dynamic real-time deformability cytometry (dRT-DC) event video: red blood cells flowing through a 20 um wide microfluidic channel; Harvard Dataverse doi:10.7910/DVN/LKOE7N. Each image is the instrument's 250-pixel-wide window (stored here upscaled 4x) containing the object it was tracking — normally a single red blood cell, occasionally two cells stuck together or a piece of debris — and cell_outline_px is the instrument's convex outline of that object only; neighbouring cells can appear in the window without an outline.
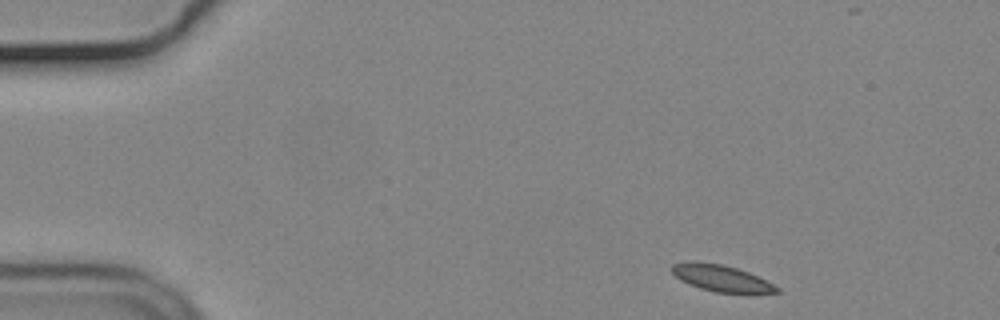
{"species": "common noctule bat (a hibernating species)", "species_latin": "Nyctalus noctula", "temperature_condition": "cold", "stored_images_in_passage": 44, "camera_frame_rate_fps": 3000, "um_per_image_px": 0.085, "animal": {"sex": "male", "body_mass_g": 19.2, "forearm_length_mm": 51.8}, "frame": {"image": 1, "passage_image": 1, "time_ms": 0.0, "image_size_px": [1000, 320], "cell_outline_px": [[780, 292], [716, 292], [700, 288], [688, 284], [680, 280], [668, 268], [672, 264], [692, 260], [720, 264], [736, 268], [748, 272], [780, 288]], "centroid_in_image_um": [61.2, 23.62], "position_along_channel_um": 23.8, "area_um2": 15.95}}
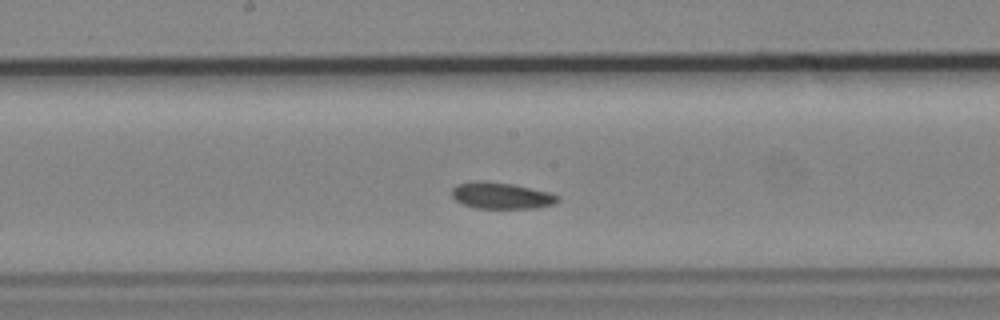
{"frame": {"image": 2, "passage_image": 23, "time_ms": 7.333, "image_size_px": [1000, 320], "cell_outline_px": [[560, 200], [552, 204], [536, 208], [476, 208], [464, 204], [456, 200], [452, 196], [452, 188], [456, 184], [476, 180], [484, 180], [512, 184], [548, 192], [560, 196]], "centroid_in_image_um": [42.59, 16.61], "position_along_channel_um": 205.6, "area_um2": 16.3}}
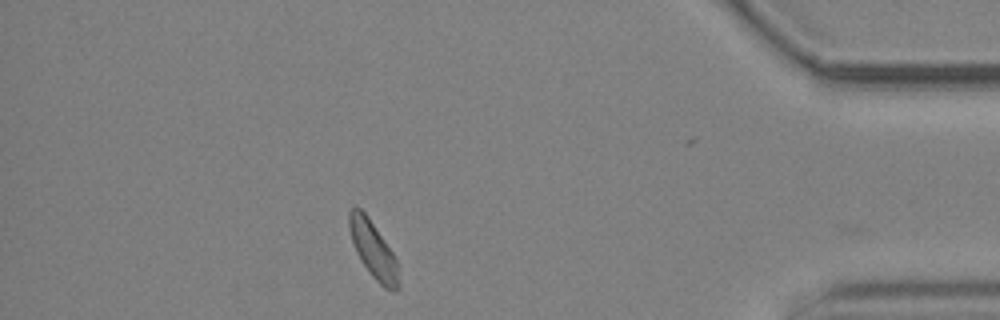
{"frame": {"image": 3, "passage_image": 43, "time_ms": 14.0, "image_size_px": [1000, 320], "cell_outline_px": [[400, 284], [396, 292], [392, 292], [384, 288], [372, 276], [360, 260], [352, 244], [348, 228], [348, 212], [356, 204], [368, 216], [392, 252], [396, 260]], "centroid_in_image_um": [31.7, 21.23], "position_along_channel_um": 403.5, "area_um2": 16.53}}